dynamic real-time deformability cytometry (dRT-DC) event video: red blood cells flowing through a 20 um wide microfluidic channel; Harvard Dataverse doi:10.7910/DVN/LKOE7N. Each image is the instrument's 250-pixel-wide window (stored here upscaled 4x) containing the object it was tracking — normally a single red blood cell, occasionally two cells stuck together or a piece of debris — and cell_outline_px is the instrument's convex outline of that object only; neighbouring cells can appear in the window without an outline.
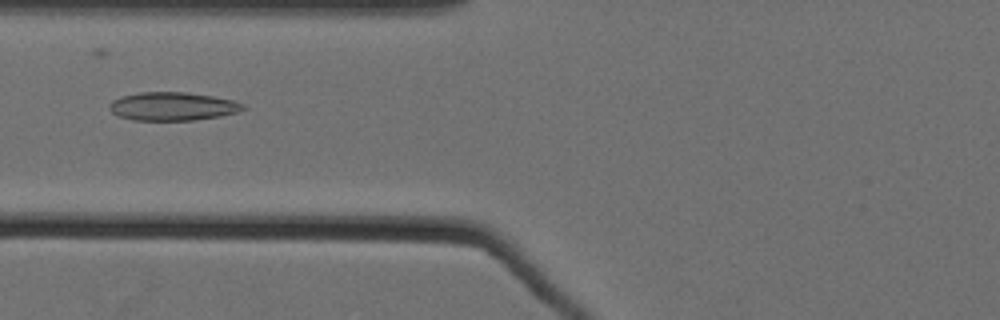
{"species": "Egyptian fruit bat (a non-hibernating species)", "species_latin": "Rousettus aegyptiacus", "temperature_condition": "cold", "stored_images_in_passage": 34, "camera_frame_rate_fps": 3000, "um_per_image_px": 0.085, "animal": {"sex": "female"}, "frame": {"image": 1, "passage_image": 7, "time_ms": 2.0, "image_size_px": [1000, 320], "cell_outline_px": [[248, 108], [236, 112], [220, 116], [196, 120], [132, 120], [120, 116], [112, 112], [108, 108], [108, 104], [112, 100], [120, 96], [140, 92], [184, 92], [212, 96], [232, 100], [244, 104]], "centroid_in_image_um": [14.65, 9.04], "position_along_channel_um": 111.2, "area_um2": 22.14}}
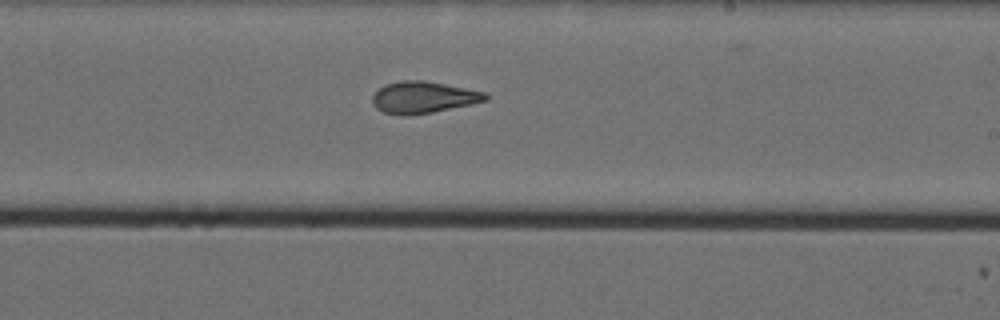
{"frame": {"image": 2, "passage_image": 19, "time_ms": 6.0, "image_size_px": [1000, 320], "cell_outline_px": [[492, 96], [488, 100], [432, 112], [384, 112], [376, 108], [372, 104], [372, 96], [384, 84], [400, 80], [424, 80], [488, 92]], "centroid_in_image_um": [36.05, 8.21], "position_along_channel_um": 252.9, "area_um2": 20.35}}
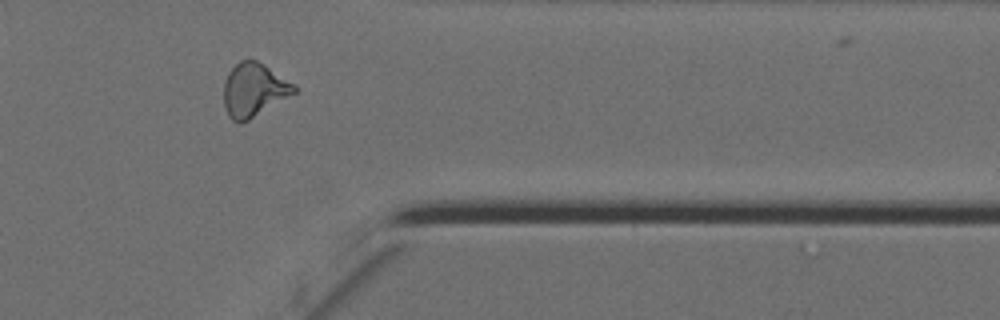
{"frame": {"image": 3, "passage_image": 31, "time_ms": 10.0, "image_size_px": [1000, 320], "cell_outline_px": [[296, 92], [248, 120], [232, 120], [228, 116], [224, 108], [224, 80], [228, 72], [240, 60], [256, 60], [264, 64], [296, 84]], "centroid_in_image_um": [21.57, 7.61], "position_along_channel_um": 389.8, "area_um2": 21.73}}